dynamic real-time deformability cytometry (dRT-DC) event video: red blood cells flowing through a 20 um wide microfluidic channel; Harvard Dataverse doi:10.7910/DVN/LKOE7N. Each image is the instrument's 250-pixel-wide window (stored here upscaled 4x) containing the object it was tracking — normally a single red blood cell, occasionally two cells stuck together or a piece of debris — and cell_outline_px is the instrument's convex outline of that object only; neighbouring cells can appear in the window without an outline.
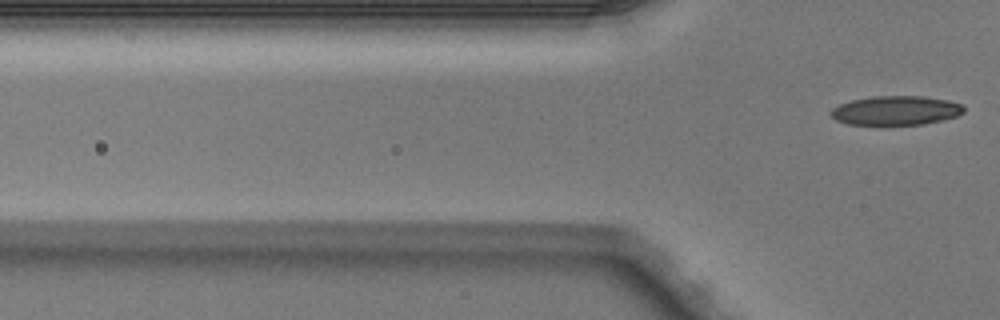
{"species": "Egyptian fruit bat (a non-hibernating species)", "species_latin": "Rousettus aegyptiacus", "temperature_condition": "warm", "stored_images_in_passage": 3, "camera_frame_rate_fps": 3000, "um_per_image_px": 0.085, "animal": {"sex": "male"}, "frame": {"image": 1, "passage_image": 3, "time_ms": 0.667, "image_size_px": [1000, 320], "cell_outline_px": [[964, 112], [956, 116], [940, 120], [920, 124], [880, 128], [848, 124], [836, 120], [828, 112], [832, 108], [840, 104], [852, 100], [872, 96], [920, 96], [948, 100], [964, 104]], "centroid_in_image_um": [76.09, 9.43], "position_along_channel_um": 49.7, "area_um2": 23.47}}